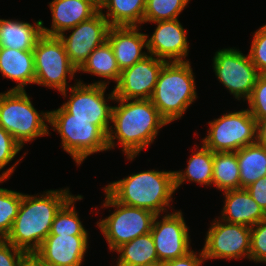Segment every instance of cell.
Segmentation results:
<instances>
[{
  "mask_svg": "<svg viewBox=\"0 0 266 266\" xmlns=\"http://www.w3.org/2000/svg\"><path fill=\"white\" fill-rule=\"evenodd\" d=\"M119 102L113 106L111 125L107 134L108 150L118 139L126 158L132 161L143 148L155 140L159 129L168 124L150 99H117L114 90L108 100Z\"/></svg>",
  "mask_w": 266,
  "mask_h": 266,
  "instance_id": "6da1fadb",
  "label": "cell"
},
{
  "mask_svg": "<svg viewBox=\"0 0 266 266\" xmlns=\"http://www.w3.org/2000/svg\"><path fill=\"white\" fill-rule=\"evenodd\" d=\"M74 195L69 188L39 196L22 195V202L5 240L27 254L35 253L49 235L56 213Z\"/></svg>",
  "mask_w": 266,
  "mask_h": 266,
  "instance_id": "7a4b0ae2",
  "label": "cell"
},
{
  "mask_svg": "<svg viewBox=\"0 0 266 266\" xmlns=\"http://www.w3.org/2000/svg\"><path fill=\"white\" fill-rule=\"evenodd\" d=\"M106 191L116 202L143 208L161 215L170 207L174 186V171L148 170L108 184Z\"/></svg>",
  "mask_w": 266,
  "mask_h": 266,
  "instance_id": "3957f363",
  "label": "cell"
},
{
  "mask_svg": "<svg viewBox=\"0 0 266 266\" xmlns=\"http://www.w3.org/2000/svg\"><path fill=\"white\" fill-rule=\"evenodd\" d=\"M195 86L189 61L166 62L159 73L150 101L169 124L181 118L197 99Z\"/></svg>",
  "mask_w": 266,
  "mask_h": 266,
  "instance_id": "277c9868",
  "label": "cell"
},
{
  "mask_svg": "<svg viewBox=\"0 0 266 266\" xmlns=\"http://www.w3.org/2000/svg\"><path fill=\"white\" fill-rule=\"evenodd\" d=\"M45 121H49V112L39 113L25 90L0 93V126L22 147L36 137L49 135Z\"/></svg>",
  "mask_w": 266,
  "mask_h": 266,
  "instance_id": "5b68a950",
  "label": "cell"
},
{
  "mask_svg": "<svg viewBox=\"0 0 266 266\" xmlns=\"http://www.w3.org/2000/svg\"><path fill=\"white\" fill-rule=\"evenodd\" d=\"M48 123L60 134L63 149L79 166L93 153L108 151L107 135L91 120L70 119L62 105L49 111Z\"/></svg>",
  "mask_w": 266,
  "mask_h": 266,
  "instance_id": "8992f818",
  "label": "cell"
},
{
  "mask_svg": "<svg viewBox=\"0 0 266 266\" xmlns=\"http://www.w3.org/2000/svg\"><path fill=\"white\" fill-rule=\"evenodd\" d=\"M103 207H113L115 211L107 218L97 222L110 251L138 236L151 232L155 214L149 210L127 206L116 202L106 191ZM117 209V210H116Z\"/></svg>",
  "mask_w": 266,
  "mask_h": 266,
  "instance_id": "52a82bcc",
  "label": "cell"
},
{
  "mask_svg": "<svg viewBox=\"0 0 266 266\" xmlns=\"http://www.w3.org/2000/svg\"><path fill=\"white\" fill-rule=\"evenodd\" d=\"M35 80L34 84L57 89L67 95V74L74 78L78 69L71 63L58 36L42 35L33 49Z\"/></svg>",
  "mask_w": 266,
  "mask_h": 266,
  "instance_id": "ba28073f",
  "label": "cell"
},
{
  "mask_svg": "<svg viewBox=\"0 0 266 266\" xmlns=\"http://www.w3.org/2000/svg\"><path fill=\"white\" fill-rule=\"evenodd\" d=\"M208 124V136L203 138L202 143L213 152H236L256 143L257 120L248 108L227 112Z\"/></svg>",
  "mask_w": 266,
  "mask_h": 266,
  "instance_id": "9c48e42d",
  "label": "cell"
},
{
  "mask_svg": "<svg viewBox=\"0 0 266 266\" xmlns=\"http://www.w3.org/2000/svg\"><path fill=\"white\" fill-rule=\"evenodd\" d=\"M106 81L84 84L78 81L74 86L68 87L71 95L62 106L70 113V119L91 120L106 135L109 132L113 106L106 103Z\"/></svg>",
  "mask_w": 266,
  "mask_h": 266,
  "instance_id": "30bf717a",
  "label": "cell"
},
{
  "mask_svg": "<svg viewBox=\"0 0 266 266\" xmlns=\"http://www.w3.org/2000/svg\"><path fill=\"white\" fill-rule=\"evenodd\" d=\"M213 68L219 82L237 100H247L260 73L253 65L249 55L233 48L218 50L213 57Z\"/></svg>",
  "mask_w": 266,
  "mask_h": 266,
  "instance_id": "8fae6325",
  "label": "cell"
},
{
  "mask_svg": "<svg viewBox=\"0 0 266 266\" xmlns=\"http://www.w3.org/2000/svg\"><path fill=\"white\" fill-rule=\"evenodd\" d=\"M202 249L207 259H250L251 227L214 219Z\"/></svg>",
  "mask_w": 266,
  "mask_h": 266,
  "instance_id": "7c38bea8",
  "label": "cell"
},
{
  "mask_svg": "<svg viewBox=\"0 0 266 266\" xmlns=\"http://www.w3.org/2000/svg\"><path fill=\"white\" fill-rule=\"evenodd\" d=\"M158 217L155 216L150 233L159 262L162 264L191 252L189 228L181 210L164 215L161 220Z\"/></svg>",
  "mask_w": 266,
  "mask_h": 266,
  "instance_id": "4fadbf2b",
  "label": "cell"
},
{
  "mask_svg": "<svg viewBox=\"0 0 266 266\" xmlns=\"http://www.w3.org/2000/svg\"><path fill=\"white\" fill-rule=\"evenodd\" d=\"M110 27L103 12L99 11L89 20L80 22L75 27L66 30H72L68 37L65 33L58 36L63 42L71 63L77 69L82 66L95 48L107 41Z\"/></svg>",
  "mask_w": 266,
  "mask_h": 266,
  "instance_id": "5bb4252c",
  "label": "cell"
},
{
  "mask_svg": "<svg viewBox=\"0 0 266 266\" xmlns=\"http://www.w3.org/2000/svg\"><path fill=\"white\" fill-rule=\"evenodd\" d=\"M167 61L153 55L146 56L129 68L121 71L114 90L117 99H150L159 76Z\"/></svg>",
  "mask_w": 266,
  "mask_h": 266,
  "instance_id": "9a60e30c",
  "label": "cell"
},
{
  "mask_svg": "<svg viewBox=\"0 0 266 266\" xmlns=\"http://www.w3.org/2000/svg\"><path fill=\"white\" fill-rule=\"evenodd\" d=\"M154 23H157L155 31L150 38L147 35V53L167 62H187L188 60L185 59L189 47L187 30L183 28L179 20Z\"/></svg>",
  "mask_w": 266,
  "mask_h": 266,
  "instance_id": "2e32d148",
  "label": "cell"
},
{
  "mask_svg": "<svg viewBox=\"0 0 266 266\" xmlns=\"http://www.w3.org/2000/svg\"><path fill=\"white\" fill-rule=\"evenodd\" d=\"M88 235H48L35 254L47 266H81Z\"/></svg>",
  "mask_w": 266,
  "mask_h": 266,
  "instance_id": "e0dca14e",
  "label": "cell"
},
{
  "mask_svg": "<svg viewBox=\"0 0 266 266\" xmlns=\"http://www.w3.org/2000/svg\"><path fill=\"white\" fill-rule=\"evenodd\" d=\"M49 7L52 13L51 29L44 27L42 21V33L47 36H59L100 11L93 0H53Z\"/></svg>",
  "mask_w": 266,
  "mask_h": 266,
  "instance_id": "ac0fdd59",
  "label": "cell"
},
{
  "mask_svg": "<svg viewBox=\"0 0 266 266\" xmlns=\"http://www.w3.org/2000/svg\"><path fill=\"white\" fill-rule=\"evenodd\" d=\"M107 41L109 42L120 71L143 60L148 54L147 34L139 32L138 26L110 27Z\"/></svg>",
  "mask_w": 266,
  "mask_h": 266,
  "instance_id": "d6986e66",
  "label": "cell"
},
{
  "mask_svg": "<svg viewBox=\"0 0 266 266\" xmlns=\"http://www.w3.org/2000/svg\"><path fill=\"white\" fill-rule=\"evenodd\" d=\"M223 192L225 196L223 210L221 211L223 221L252 227L266 219V212L251 197L246 188Z\"/></svg>",
  "mask_w": 266,
  "mask_h": 266,
  "instance_id": "ffe728a7",
  "label": "cell"
},
{
  "mask_svg": "<svg viewBox=\"0 0 266 266\" xmlns=\"http://www.w3.org/2000/svg\"><path fill=\"white\" fill-rule=\"evenodd\" d=\"M0 72L3 77L18 83L10 90L24 91V87L35 80L33 50L0 47Z\"/></svg>",
  "mask_w": 266,
  "mask_h": 266,
  "instance_id": "44dd1931",
  "label": "cell"
},
{
  "mask_svg": "<svg viewBox=\"0 0 266 266\" xmlns=\"http://www.w3.org/2000/svg\"><path fill=\"white\" fill-rule=\"evenodd\" d=\"M42 35V20L34 26L25 21L0 19V47L33 50Z\"/></svg>",
  "mask_w": 266,
  "mask_h": 266,
  "instance_id": "7402d4cb",
  "label": "cell"
},
{
  "mask_svg": "<svg viewBox=\"0 0 266 266\" xmlns=\"http://www.w3.org/2000/svg\"><path fill=\"white\" fill-rule=\"evenodd\" d=\"M115 251L120 255L117 266H161L151 233L138 236Z\"/></svg>",
  "mask_w": 266,
  "mask_h": 266,
  "instance_id": "603a6c76",
  "label": "cell"
},
{
  "mask_svg": "<svg viewBox=\"0 0 266 266\" xmlns=\"http://www.w3.org/2000/svg\"><path fill=\"white\" fill-rule=\"evenodd\" d=\"M145 5L146 0H105L100 11L107 9L103 16L111 27L139 26L143 24Z\"/></svg>",
  "mask_w": 266,
  "mask_h": 266,
  "instance_id": "cb8c5ba5",
  "label": "cell"
},
{
  "mask_svg": "<svg viewBox=\"0 0 266 266\" xmlns=\"http://www.w3.org/2000/svg\"><path fill=\"white\" fill-rule=\"evenodd\" d=\"M240 170V188H247L261 177L266 176V147L257 143L236 151Z\"/></svg>",
  "mask_w": 266,
  "mask_h": 266,
  "instance_id": "d4e9b609",
  "label": "cell"
},
{
  "mask_svg": "<svg viewBox=\"0 0 266 266\" xmlns=\"http://www.w3.org/2000/svg\"><path fill=\"white\" fill-rule=\"evenodd\" d=\"M189 158L185 171H174V186L178 189L184 181H193L199 185H212L213 179V151L203 144Z\"/></svg>",
  "mask_w": 266,
  "mask_h": 266,
  "instance_id": "484cf974",
  "label": "cell"
},
{
  "mask_svg": "<svg viewBox=\"0 0 266 266\" xmlns=\"http://www.w3.org/2000/svg\"><path fill=\"white\" fill-rule=\"evenodd\" d=\"M78 71L91 73L108 80H114L116 84L121 74L108 41L95 48Z\"/></svg>",
  "mask_w": 266,
  "mask_h": 266,
  "instance_id": "4316f807",
  "label": "cell"
},
{
  "mask_svg": "<svg viewBox=\"0 0 266 266\" xmlns=\"http://www.w3.org/2000/svg\"><path fill=\"white\" fill-rule=\"evenodd\" d=\"M236 152H213L212 184L220 191L240 189Z\"/></svg>",
  "mask_w": 266,
  "mask_h": 266,
  "instance_id": "83f0119b",
  "label": "cell"
},
{
  "mask_svg": "<svg viewBox=\"0 0 266 266\" xmlns=\"http://www.w3.org/2000/svg\"><path fill=\"white\" fill-rule=\"evenodd\" d=\"M19 159L13 166L0 175V183L5 182L14 172ZM23 193L0 188V239H5L11 231L14 219L19 212Z\"/></svg>",
  "mask_w": 266,
  "mask_h": 266,
  "instance_id": "f1b7e54d",
  "label": "cell"
},
{
  "mask_svg": "<svg viewBox=\"0 0 266 266\" xmlns=\"http://www.w3.org/2000/svg\"><path fill=\"white\" fill-rule=\"evenodd\" d=\"M81 195L72 196L56 213L49 235H88L75 211L74 203Z\"/></svg>",
  "mask_w": 266,
  "mask_h": 266,
  "instance_id": "f546056e",
  "label": "cell"
},
{
  "mask_svg": "<svg viewBox=\"0 0 266 266\" xmlns=\"http://www.w3.org/2000/svg\"><path fill=\"white\" fill-rule=\"evenodd\" d=\"M190 0H146L143 23L178 19Z\"/></svg>",
  "mask_w": 266,
  "mask_h": 266,
  "instance_id": "4dcf8cb0",
  "label": "cell"
},
{
  "mask_svg": "<svg viewBox=\"0 0 266 266\" xmlns=\"http://www.w3.org/2000/svg\"><path fill=\"white\" fill-rule=\"evenodd\" d=\"M247 102L248 110L256 120L266 119V74L258 76Z\"/></svg>",
  "mask_w": 266,
  "mask_h": 266,
  "instance_id": "1f68e13d",
  "label": "cell"
},
{
  "mask_svg": "<svg viewBox=\"0 0 266 266\" xmlns=\"http://www.w3.org/2000/svg\"><path fill=\"white\" fill-rule=\"evenodd\" d=\"M250 260L266 263V219L251 227Z\"/></svg>",
  "mask_w": 266,
  "mask_h": 266,
  "instance_id": "d6a6232c",
  "label": "cell"
},
{
  "mask_svg": "<svg viewBox=\"0 0 266 266\" xmlns=\"http://www.w3.org/2000/svg\"><path fill=\"white\" fill-rule=\"evenodd\" d=\"M248 55L257 71L266 74V25L256 30Z\"/></svg>",
  "mask_w": 266,
  "mask_h": 266,
  "instance_id": "836d02e7",
  "label": "cell"
},
{
  "mask_svg": "<svg viewBox=\"0 0 266 266\" xmlns=\"http://www.w3.org/2000/svg\"><path fill=\"white\" fill-rule=\"evenodd\" d=\"M23 147L0 126V171L8 164Z\"/></svg>",
  "mask_w": 266,
  "mask_h": 266,
  "instance_id": "e575fe53",
  "label": "cell"
},
{
  "mask_svg": "<svg viewBox=\"0 0 266 266\" xmlns=\"http://www.w3.org/2000/svg\"><path fill=\"white\" fill-rule=\"evenodd\" d=\"M27 253L0 239V266H19Z\"/></svg>",
  "mask_w": 266,
  "mask_h": 266,
  "instance_id": "d590c367",
  "label": "cell"
},
{
  "mask_svg": "<svg viewBox=\"0 0 266 266\" xmlns=\"http://www.w3.org/2000/svg\"><path fill=\"white\" fill-rule=\"evenodd\" d=\"M246 190L266 212V176L249 185Z\"/></svg>",
  "mask_w": 266,
  "mask_h": 266,
  "instance_id": "8d00e7d4",
  "label": "cell"
},
{
  "mask_svg": "<svg viewBox=\"0 0 266 266\" xmlns=\"http://www.w3.org/2000/svg\"><path fill=\"white\" fill-rule=\"evenodd\" d=\"M204 260L205 257L202 250L199 253V256H197V253L192 250L183 257L162 263L161 266H201Z\"/></svg>",
  "mask_w": 266,
  "mask_h": 266,
  "instance_id": "74e56055",
  "label": "cell"
},
{
  "mask_svg": "<svg viewBox=\"0 0 266 266\" xmlns=\"http://www.w3.org/2000/svg\"><path fill=\"white\" fill-rule=\"evenodd\" d=\"M256 143L266 147V119L257 120Z\"/></svg>",
  "mask_w": 266,
  "mask_h": 266,
  "instance_id": "f35d334b",
  "label": "cell"
},
{
  "mask_svg": "<svg viewBox=\"0 0 266 266\" xmlns=\"http://www.w3.org/2000/svg\"><path fill=\"white\" fill-rule=\"evenodd\" d=\"M19 266H47L35 253L26 254Z\"/></svg>",
  "mask_w": 266,
  "mask_h": 266,
  "instance_id": "ab89813d",
  "label": "cell"
},
{
  "mask_svg": "<svg viewBox=\"0 0 266 266\" xmlns=\"http://www.w3.org/2000/svg\"><path fill=\"white\" fill-rule=\"evenodd\" d=\"M99 7L105 0H93Z\"/></svg>",
  "mask_w": 266,
  "mask_h": 266,
  "instance_id": "60d3db41",
  "label": "cell"
}]
</instances>
